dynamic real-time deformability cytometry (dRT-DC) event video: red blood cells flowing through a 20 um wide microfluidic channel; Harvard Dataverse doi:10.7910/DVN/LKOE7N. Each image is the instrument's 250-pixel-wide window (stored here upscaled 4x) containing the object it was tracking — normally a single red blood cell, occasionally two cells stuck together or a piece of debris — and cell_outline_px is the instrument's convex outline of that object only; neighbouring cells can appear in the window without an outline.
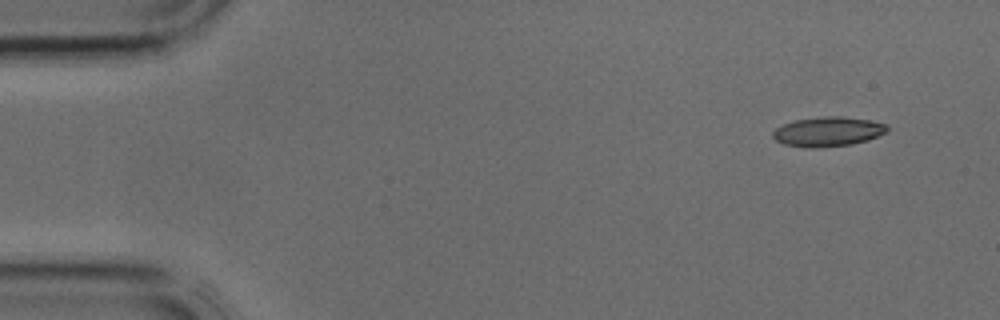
{"species": "common noctule bat (a hibernating species)", "species_latin": "Nyctalus noctula", "temperature_condition": "cold", "stored_images_in_passage": 4, "camera_frame_rate_fps": 3000, "um_per_image_px": 0.085, "animal": {"sex": "male", "body_mass_g": 17.9, "forearm_length_mm": 54.2}, "frame": {"image": 1, "passage_image": 1, "time_ms": 0.0, "image_size_px": [1000, 320], "cell_outline_px": [[888, 128], [884, 132], [868, 140], [852, 144], [820, 148], [804, 148], [784, 144], [776, 140], [772, 136], [772, 132], [776, 128], [784, 124], [796, 120], [824, 116], [844, 116], [868, 120], [888, 124]], "centroid_in_image_um": [70.35, 11.19], "position_along_channel_um": 14.6, "area_um2": 19.71}}
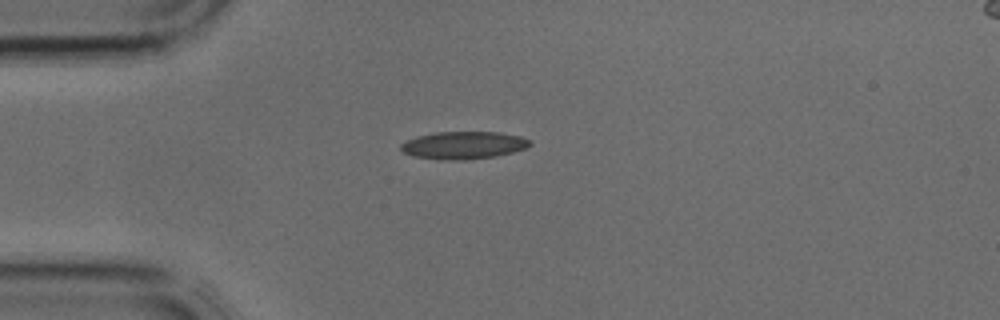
{"frame": {"image": 2, "passage_image": 3, "time_ms": 0.667, "image_size_px": [1000, 320], "cell_outline_px": [[532, 144], [524, 148], [512, 152], [496, 156], [464, 160], [444, 160], [412, 156], [404, 152], [400, 148], [400, 144], [416, 136], [436, 132], [500, 132], [520, 136], [532, 140]], "centroid_in_image_um": [39.4, 12.34], "position_along_channel_um": 45.6, "area_um2": 20.75}}
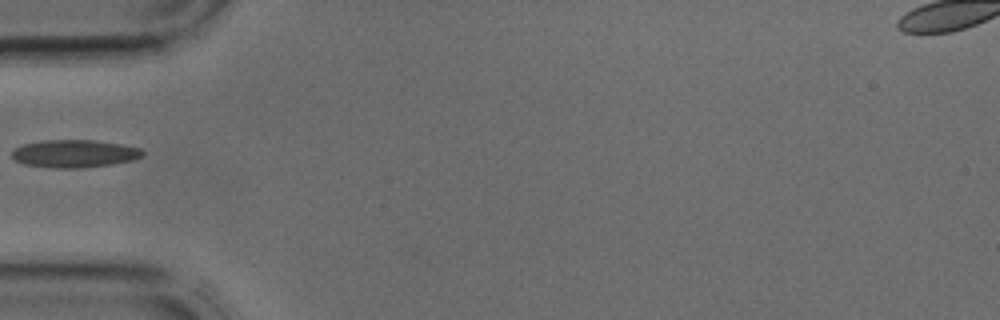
{"frame": {"image": 3, "passage_image": 4, "time_ms": 1.0, "image_size_px": [1000, 320], "cell_outline_px": [[144, 156], [132, 160], [112, 164], [84, 168], [52, 168], [24, 164], [16, 160], [12, 156], [12, 152], [16, 148], [24, 144], [44, 140], [96, 140], [120, 144], [140, 148], [144, 152]], "centroid_in_image_um": [6.35, 13.06], "position_along_channel_um": 78.6, "area_um2": 21.1}}